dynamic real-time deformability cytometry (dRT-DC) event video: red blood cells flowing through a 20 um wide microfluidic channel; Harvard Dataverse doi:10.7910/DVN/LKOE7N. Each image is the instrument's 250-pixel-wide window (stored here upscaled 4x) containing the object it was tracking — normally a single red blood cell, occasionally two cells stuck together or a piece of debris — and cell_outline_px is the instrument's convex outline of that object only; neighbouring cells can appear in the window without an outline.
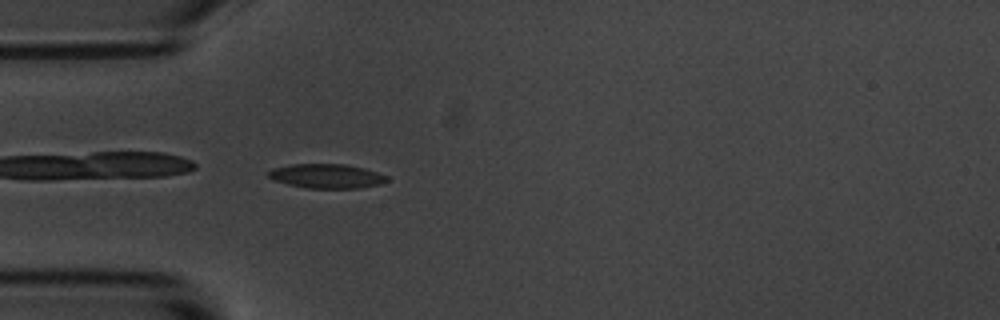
{"species": "common noctule bat (a hibernating species)", "species_latin": "Nyctalus noctula", "temperature_condition": "room temperature", "stored_images_in_passage": 42, "camera_frame_rate_fps": 3000, "um_per_image_px": 0.085, "animal": {"sex": "male", "body_mass_g": 20.1, "forearm_length_mm": 53.5}, "frame": {"image": 1, "passage_image": 2, "time_ms": 0.333, "image_size_px": [1000, 320], "cell_outline_px": [[388, 180], [380, 184], [360, 188], [308, 188], [288, 184], [272, 180], [264, 172], [272, 168], [292, 164], [344, 164], [364, 168], [388, 176]], "centroid_in_image_um": [27.71, 14.96], "position_along_channel_um": 57.3, "area_um2": 16.88}}
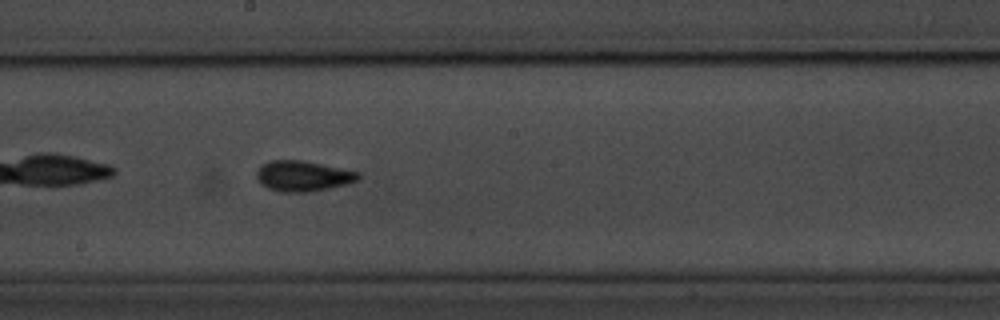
{"frame": {"image": 2, "passage_image": 16, "time_ms": 5.0, "image_size_px": [1000, 320], "cell_outline_px": [[360, 176], [356, 180], [348, 184], [308, 192], [280, 192], [268, 188], [260, 184], [256, 176], [256, 172], [260, 164], [272, 160], [300, 160], [360, 172]], "centroid_in_image_um": [25.7, 14.96], "position_along_channel_um": 222.5, "area_um2": 18.03}}
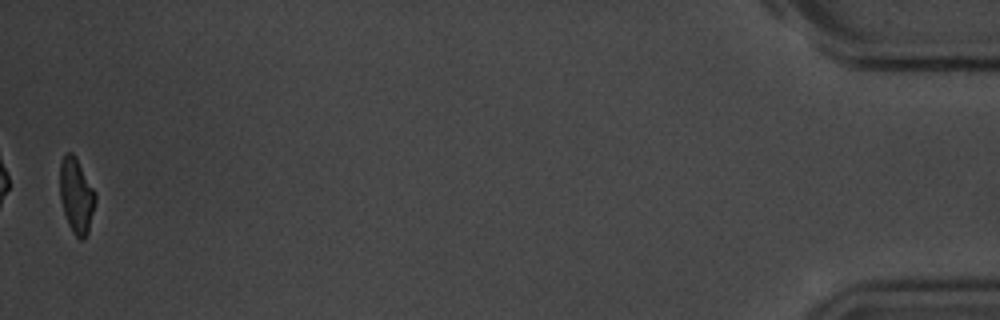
{"frame": {"image": 3, "passage_image": 41, "time_ms": 13.333, "image_size_px": [1000, 320], "cell_outline_px": [[96, 200], [88, 232], [84, 240], [80, 240], [72, 232], [68, 224], [64, 212], [60, 196], [60, 164], [64, 156], [68, 152], [72, 152], [96, 192]], "centroid_in_image_um": [6.5, 16.67], "position_along_channel_um": 428.7, "area_um2": 15.37}, "authors_computed_cell_mechanics": {"area_um2": 16.5597, "velocity_mm_per_s": 3.6088, "shape_relaxation_time_tau1_ms": 3.6226, "shape_relaxation_time_tau2_ms": 2.1689, "deformation_change_tau1": 0.1339, "deformation_change_tau2": 0.0639}}